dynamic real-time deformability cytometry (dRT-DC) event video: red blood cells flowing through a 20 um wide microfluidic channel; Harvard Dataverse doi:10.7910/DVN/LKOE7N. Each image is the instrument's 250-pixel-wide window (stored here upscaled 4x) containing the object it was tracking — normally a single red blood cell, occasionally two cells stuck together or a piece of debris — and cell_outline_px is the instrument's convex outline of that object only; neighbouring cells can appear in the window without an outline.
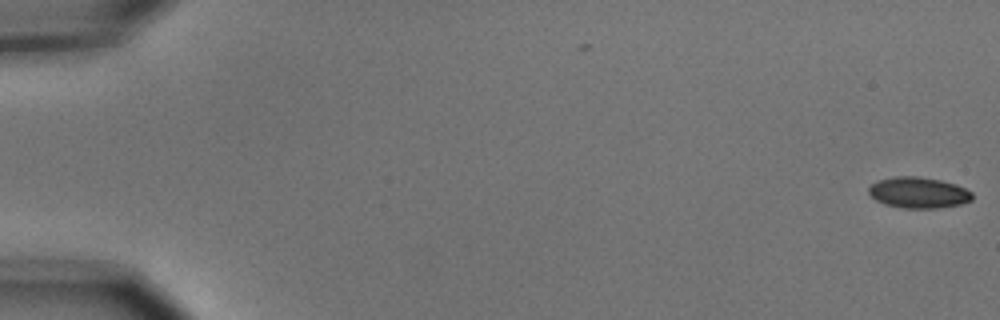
{"species": "common noctule bat (a hibernating species)", "species_latin": "Nyctalus noctula", "temperature_condition": "cold", "stored_images_in_passage": 55, "camera_frame_rate_fps": 3000, "um_per_image_px": 0.085, "animal": {"sex": "male", "body_mass_g": 15.6}, "frame": {"image": 1, "passage_image": 1, "time_ms": 0.0, "image_size_px": [1000, 320], "cell_outline_px": [[972, 200], [960, 204], [936, 208], [904, 208], [884, 204], [876, 200], [868, 192], [868, 188], [876, 180], [896, 176], [916, 176], [940, 180], [956, 184], [972, 192]], "centroid_in_image_um": [78.05, 16.37], "position_along_channel_um": 6.9, "area_um2": 18.67}}
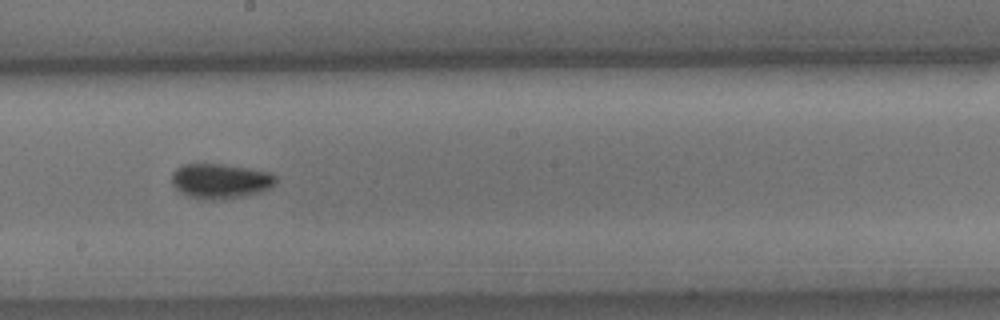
{"frame": {"image": 2, "passage_image": 32, "time_ms": 10.333, "image_size_px": [1000, 320], "cell_outline_px": [[276, 184], [260, 192], [244, 196], [220, 200], [204, 200], [188, 196], [180, 192], [172, 184], [172, 172], [176, 168], [184, 164], [224, 164], [268, 172], [276, 176]], "centroid_in_image_um": [18.71, 15.4], "position_along_channel_um": 229.5, "area_um2": 21.21}}
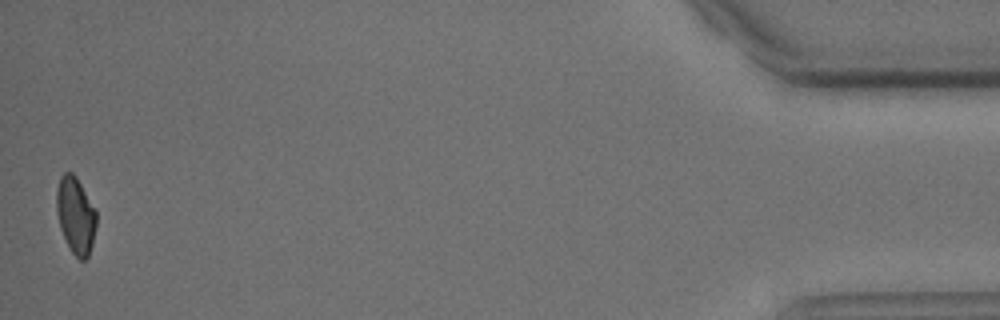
{"frame": {"image": 3, "passage_image": 55, "time_ms": 18.0, "image_size_px": [1000, 320], "cell_outline_px": [[96, 224], [92, 244], [88, 256], [84, 260], [80, 260], [72, 252], [60, 228], [56, 212], [56, 188], [60, 176], [64, 172], [72, 172], [76, 176], [96, 212]], "centroid_in_image_um": [6.4, 18.28], "position_along_channel_um": 428.8, "area_um2": 17.63}, "authors_computed_cell_mechanics": {"area_um2": 19.1896, "velocity_mm_per_s": 3.6919, "shape_relaxation_time_tau1_ms": 2.6186, "shape_relaxation_time_tau2_ms": null, "deformation_change_tau1": 0.0792, "deformation_change_tau2": null}}